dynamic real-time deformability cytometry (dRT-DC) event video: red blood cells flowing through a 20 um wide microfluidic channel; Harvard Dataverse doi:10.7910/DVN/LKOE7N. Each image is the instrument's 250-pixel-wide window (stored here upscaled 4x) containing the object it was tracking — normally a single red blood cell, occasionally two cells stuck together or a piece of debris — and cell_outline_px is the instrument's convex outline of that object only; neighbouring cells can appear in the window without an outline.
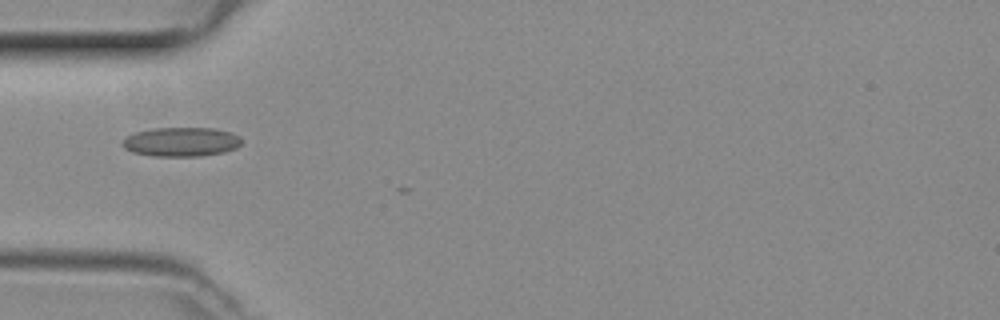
{"species": "common noctule bat (a hibernating species)", "species_latin": "Nyctalus noctula", "temperature_condition": "room temperature", "stored_images_in_passage": 2, "camera_frame_rate_fps": 3000, "um_per_image_px": 0.085, "animal": {"sex": "female", "body_mass_g": 29.2, "forearm_length_mm": 56.3}, "frame": {"image": 1, "passage_image": 1, "time_ms": 0.0, "image_size_px": [1000, 320], "cell_outline_px": [[240, 144], [236, 148], [224, 152], [200, 156], [156, 156], [132, 152], [124, 148], [120, 144], [120, 140], [136, 132], [152, 128], [216, 128], [240, 136]], "centroid_in_image_um": [15.36, 12.05], "position_along_channel_um": 69.6, "area_um2": 20.29}}